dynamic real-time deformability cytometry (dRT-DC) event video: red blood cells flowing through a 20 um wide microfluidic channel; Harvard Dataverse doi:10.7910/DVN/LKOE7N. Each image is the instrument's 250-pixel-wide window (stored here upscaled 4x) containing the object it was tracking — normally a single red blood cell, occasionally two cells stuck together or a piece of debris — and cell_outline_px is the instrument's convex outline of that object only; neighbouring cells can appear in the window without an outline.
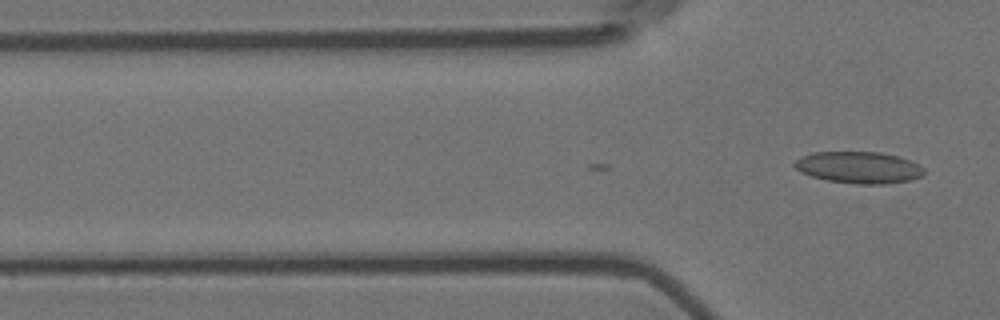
{"species": "Egyptian fruit bat (a non-hibernating species)", "species_latin": "Rousettus aegyptiacus", "temperature_condition": "room temperature", "stored_images_in_passage": 2, "camera_frame_rate_fps": 3000, "um_per_image_px": 0.085, "animal": {"sex": "female"}, "frame": {"image": 1, "passage_image": 2, "time_ms": 0.333, "image_size_px": [1000, 320], "cell_outline_px": [[924, 172], [920, 176], [912, 180], [884, 184], [856, 184], [828, 180], [812, 176], [800, 172], [792, 164], [800, 156], [812, 152], [880, 152], [896, 156], [920, 164], [924, 168]], "centroid_in_image_um": [72.98, 14.23], "position_along_channel_um": 52.8, "area_um2": 23.93}}